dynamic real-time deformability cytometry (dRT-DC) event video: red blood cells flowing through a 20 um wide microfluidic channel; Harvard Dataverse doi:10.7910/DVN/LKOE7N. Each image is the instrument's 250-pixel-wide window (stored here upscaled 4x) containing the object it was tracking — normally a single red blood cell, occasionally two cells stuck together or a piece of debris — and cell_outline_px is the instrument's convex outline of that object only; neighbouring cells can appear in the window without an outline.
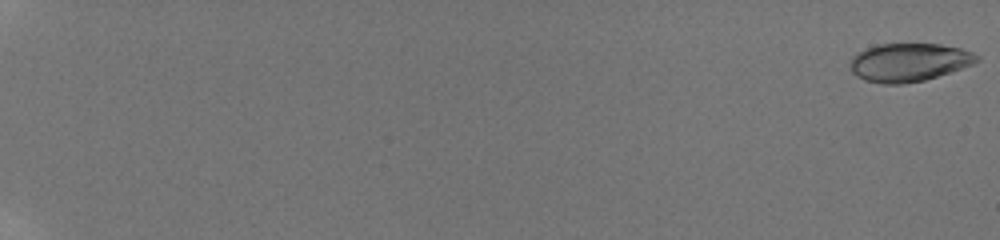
{"species": "human", "species_latin": "Homo sapiens", "temperature_condition": "room temperature", "stored_images_in_passage": 32, "camera_frame_rate_fps": 3000, "um_per_image_px": 0.085, "donor": {"sex": "male"}, "frame": {"image": 1, "passage_image": 1, "time_ms": 0.0, "image_size_px": [1000, 240], "cell_outline_px": [[980, 60], [972, 64], [924, 80], [904, 84], [884, 84], [864, 80], [856, 76], [852, 72], [852, 56], [868, 48], [880, 44], [940, 44], [960, 48], [972, 52], [980, 56]], "centroid_in_image_um": [77.27, 5.3], "position_along_channel_um": 7.7, "area_um2": 27.86}}
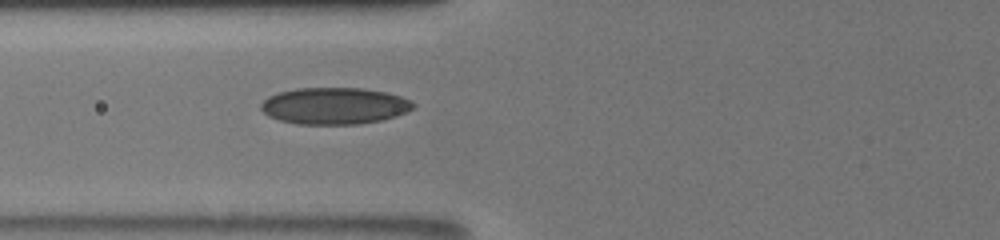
{"frame": {"image": 2, "passage_image": 29, "time_ms": 9.0, "image_size_px": [1000, 240], "cell_outline_px": [[416, 104], [408, 112], [396, 116], [380, 120], [356, 124], [296, 124], [280, 120], [268, 116], [260, 108], [260, 104], [268, 96], [280, 92], [296, 88], [360, 88], [384, 92], [400, 96]], "centroid_in_image_um": [28.4, 9.0], "position_along_channel_um": 97.4, "area_um2": 32.43}}
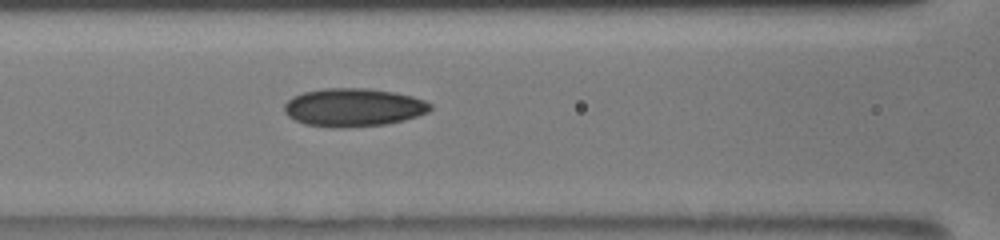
{"frame": {"image": 3, "passage_image": 32, "time_ms": 10.0, "image_size_px": [1000, 240], "cell_outline_px": [[432, 108], [428, 112], [404, 120], [384, 124], [344, 128], [332, 128], [304, 124], [288, 116], [284, 112], [284, 104], [292, 96], [304, 92], [324, 88], [368, 88], [392, 92], [412, 96], [424, 100], [432, 104]], "centroid_in_image_um": [30.02, 9.13], "position_along_channel_um": 136.6, "area_um2": 32.6}}